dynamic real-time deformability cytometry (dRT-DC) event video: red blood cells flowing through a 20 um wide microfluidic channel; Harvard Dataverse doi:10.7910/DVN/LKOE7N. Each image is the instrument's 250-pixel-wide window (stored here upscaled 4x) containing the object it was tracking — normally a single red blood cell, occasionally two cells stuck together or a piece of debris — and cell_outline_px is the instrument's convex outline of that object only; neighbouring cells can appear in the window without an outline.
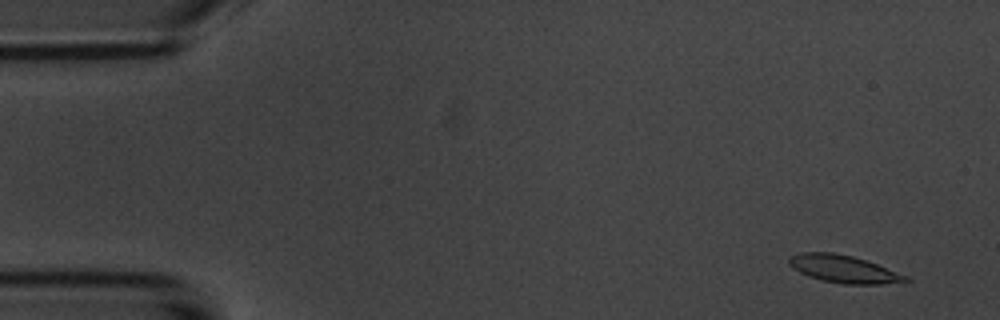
{"species": "common noctule bat (a hibernating species)", "species_latin": "Nyctalus noctula", "temperature_condition": "room temperature", "stored_images_in_passage": 55, "camera_frame_rate_fps": 3000, "um_per_image_px": 0.085, "animal": {"sex": "male", "body_mass_g": 20.1, "forearm_length_mm": 53.5}, "frame": {"image": 1, "passage_image": 4, "time_ms": 1.0, "image_size_px": [1000, 320], "cell_outline_px": [[912, 280], [880, 284], [844, 284], [820, 280], [808, 276], [792, 268], [788, 264], [788, 256], [800, 252], [832, 252], [852, 256], [876, 264], [908, 276]], "centroid_in_image_um": [71.64, 22.86], "position_along_channel_um": 13.4, "area_um2": 18.67}}
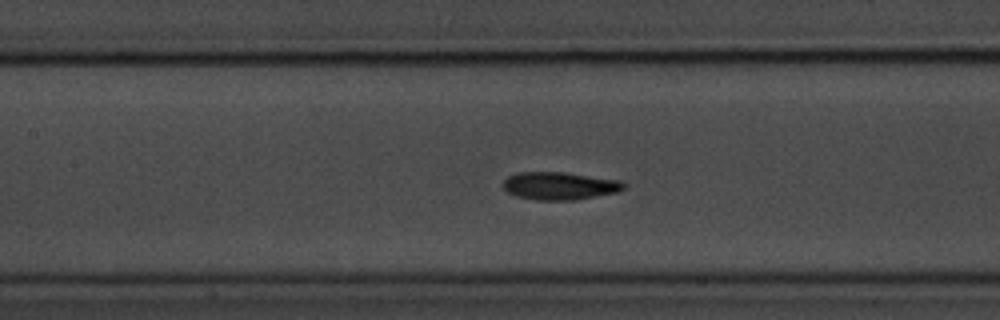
{"frame": {"image": 2, "passage_image": 25, "time_ms": 8.0, "image_size_px": [1000, 320], "cell_outline_px": [[628, 184], [620, 192], [576, 200], [536, 200], [516, 196], [508, 192], [504, 188], [504, 180], [508, 176], [516, 172], [564, 172], [620, 180]], "centroid_in_image_um": [47.61, 15.8], "position_along_channel_um": 159.8, "area_um2": 19.71}}
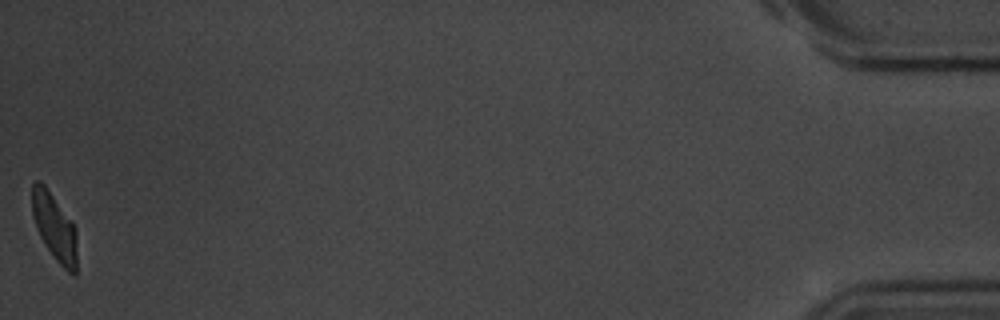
{"frame": {"image": 3, "passage_image": 55, "time_ms": 18.0, "image_size_px": [1000, 320], "cell_outline_px": [[76, 276], [72, 276], [52, 256], [44, 244], [36, 228], [32, 216], [32, 184], [36, 180], [40, 180], [44, 184], [76, 228]], "centroid_in_image_um": [4.62, 19.32], "position_along_channel_um": 430.6, "area_um2": 17.57}, "authors_computed_cell_mechanics": {"area_um2": 18.8428, "velocity_mm_per_s": 3.6921, "shape_relaxation_time_tau1_ms": 2.5827, "shape_relaxation_time_tau2_ms": 2.2055, "deformation_change_tau1": 0.1268, "deformation_change_tau2": 0.0838}}